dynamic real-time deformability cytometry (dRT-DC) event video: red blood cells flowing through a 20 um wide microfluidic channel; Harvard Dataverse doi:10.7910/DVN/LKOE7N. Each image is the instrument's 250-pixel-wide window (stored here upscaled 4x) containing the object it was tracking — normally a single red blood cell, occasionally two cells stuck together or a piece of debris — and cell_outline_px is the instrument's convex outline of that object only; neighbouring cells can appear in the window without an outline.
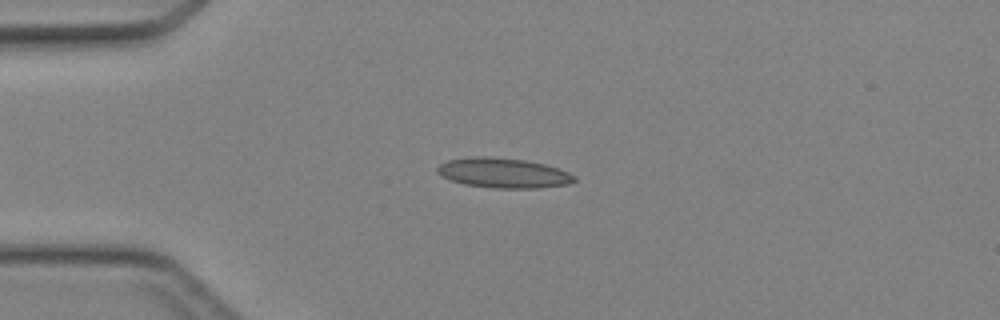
{"species": "Egyptian fruit bat (a non-hibernating species)", "species_latin": "Rousettus aegyptiacus", "temperature_condition": "cold", "stored_images_in_passage": 45, "camera_frame_rate_fps": 3000, "um_per_image_px": 0.085, "animal": {"sex": "female"}, "frame": {"image": 1, "passage_image": 11, "time_ms": 3.333, "image_size_px": [1000, 320], "cell_outline_px": [[576, 180], [568, 184], [536, 188], [496, 188], [464, 184], [452, 180], [436, 172], [436, 168], [444, 160], [476, 156], [484, 156], [524, 160], [544, 164], [560, 168], [576, 176]], "centroid_in_image_um": [42.79, 14.69], "position_along_channel_um": 42.2, "area_um2": 23.81}}
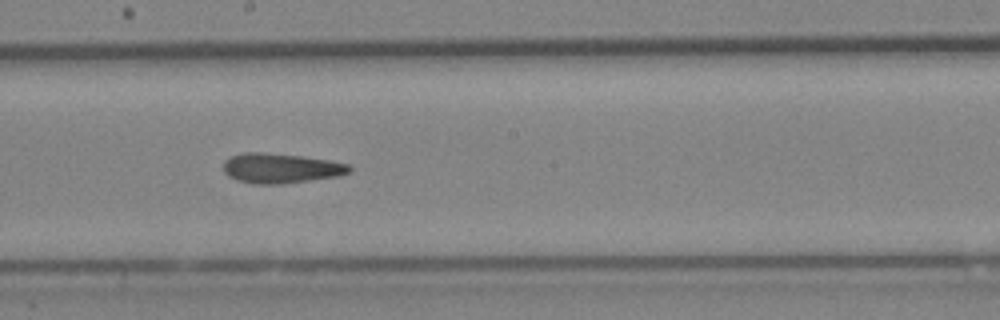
{"frame": {"image": 2, "passage_image": 25, "time_ms": 8.0, "image_size_px": [1000, 320], "cell_outline_px": [[352, 172], [340, 176], [284, 184], [256, 184], [236, 180], [228, 176], [224, 172], [224, 160], [228, 156], [244, 152], [264, 152], [300, 156], [328, 160], [348, 164], [352, 168]], "centroid_in_image_um": [23.86, 14.3], "position_along_channel_um": 224.3, "area_um2": 22.2}}
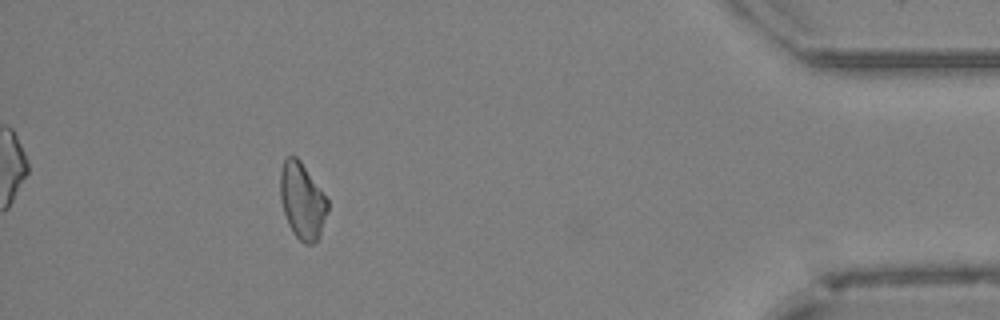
{"frame": {"image": 3, "passage_image": 41, "time_ms": 13.333, "image_size_px": [1000, 320], "cell_outline_px": [[328, 212], [320, 236], [312, 244], [304, 244], [296, 236], [288, 224], [280, 200], [280, 172], [284, 160], [288, 156], [296, 156], [300, 160], [328, 200]], "centroid_in_image_um": [25.69, 17.08], "position_along_channel_um": 409.5, "area_um2": 20.98}}